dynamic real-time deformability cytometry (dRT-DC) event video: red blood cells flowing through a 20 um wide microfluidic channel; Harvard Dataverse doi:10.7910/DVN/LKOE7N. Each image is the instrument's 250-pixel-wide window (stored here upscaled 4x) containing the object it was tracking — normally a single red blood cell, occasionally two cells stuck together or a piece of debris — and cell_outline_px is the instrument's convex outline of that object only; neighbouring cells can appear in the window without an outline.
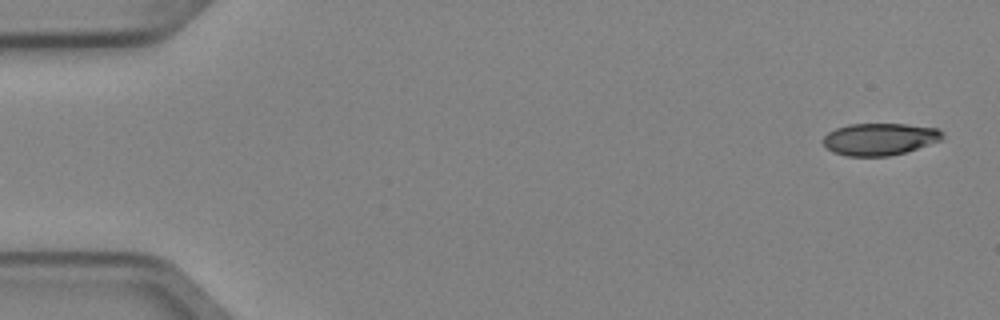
{"species": "Egyptian fruit bat (a non-hibernating species)", "species_latin": "Rousettus aegyptiacus", "temperature_condition": "cold", "stored_images_in_passage": 4, "camera_frame_rate_fps": 3000, "um_per_image_px": 0.085, "animal": {"sex": "female"}, "frame": {"image": 1, "passage_image": 1, "time_ms": 0.0, "image_size_px": [1000, 320], "cell_outline_px": [[944, 136], [940, 140], [904, 152], [888, 156], [848, 156], [832, 152], [824, 144], [824, 136], [828, 132], [836, 128], [848, 124], [908, 124], [940, 128], [944, 132]], "centroid_in_image_um": [74.78, 11.81], "position_along_channel_um": 10.2, "area_um2": 22.25}}
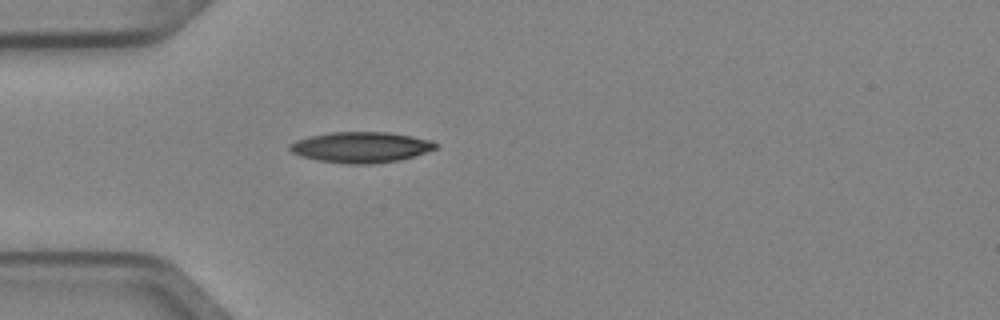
{"frame": {"image": 2, "passage_image": 4, "time_ms": 1.0, "image_size_px": [1000, 320], "cell_outline_px": [[440, 144], [436, 148], [400, 160], [372, 164], [348, 164], [320, 160], [300, 156], [292, 152], [288, 148], [288, 144], [296, 140], [308, 136], [332, 132], [388, 132], [412, 136], [432, 140]], "centroid_in_image_um": [30.67, 12.51], "position_along_channel_um": 54.3, "area_um2": 26.13}}